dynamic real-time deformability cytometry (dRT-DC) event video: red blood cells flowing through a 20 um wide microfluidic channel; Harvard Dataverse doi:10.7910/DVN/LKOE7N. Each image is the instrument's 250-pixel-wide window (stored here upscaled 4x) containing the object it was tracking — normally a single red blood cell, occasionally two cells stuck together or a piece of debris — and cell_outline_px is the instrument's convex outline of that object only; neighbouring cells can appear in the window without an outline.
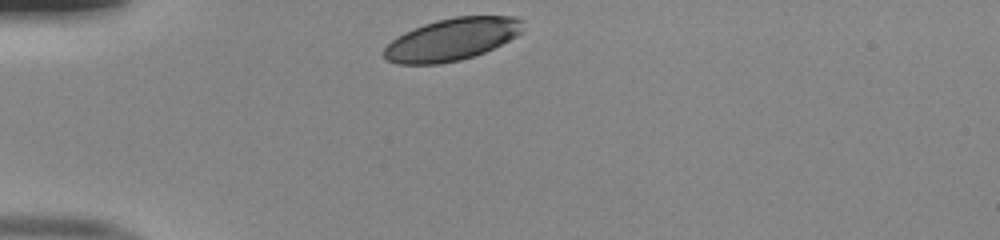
{"species": "human", "species_latin": "Homo sapiens", "temperature_condition": "room temperature", "stored_images_in_passage": 30, "camera_frame_rate_fps": 3000, "um_per_image_px": 0.085, "donor": {"sex": "male"}, "frame": {"image": 1, "passage_image": 1, "time_ms": 0.0, "image_size_px": [1000, 240], "cell_outline_px": [[524, 20], [520, 32], [516, 36], [484, 52], [460, 60], [440, 64], [396, 64], [388, 60], [384, 56], [384, 48], [396, 36], [404, 32], [424, 24], [436, 20], [456, 16], [516, 16]], "centroid_in_image_um": [38.39, 3.34], "position_along_channel_um": 46.6, "area_um2": 34.04}}
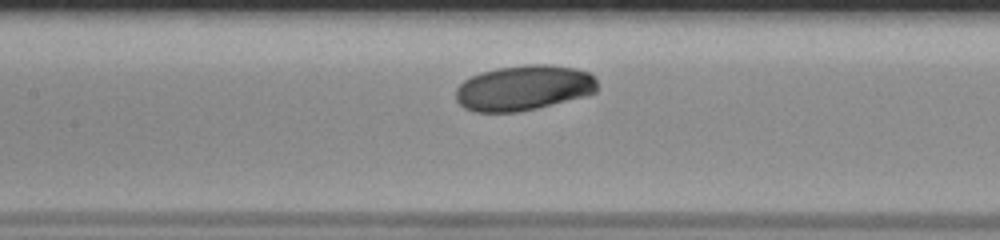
{"frame": {"image": 2, "passage_image": 12, "time_ms": 3.667, "image_size_px": [1000, 240], "cell_outline_px": [[596, 92], [584, 96], [536, 108], [516, 112], [476, 112], [464, 108], [456, 100], [456, 88], [464, 80], [480, 72], [496, 68], [524, 64], [548, 64], [576, 68], [588, 72], [596, 80]], "centroid_in_image_um": [44.49, 7.46], "position_along_channel_um": 162.9, "area_um2": 37.34}}
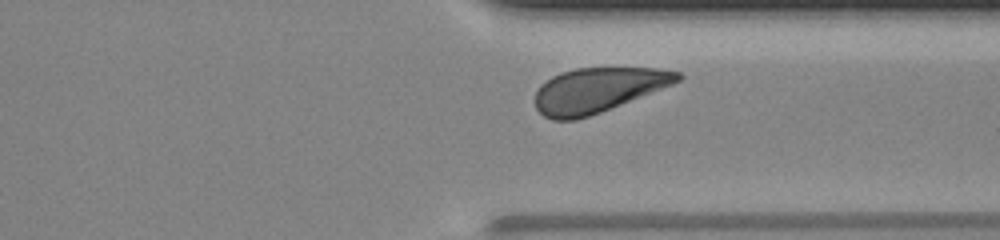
{"frame": {"image": 3, "passage_image": 27, "time_ms": 8.667, "image_size_px": [1000, 240], "cell_outline_px": [[684, 76], [680, 80], [672, 84], [600, 112], [576, 120], [552, 120], [544, 116], [536, 108], [536, 92], [540, 84], [552, 76], [560, 72], [576, 68], [656, 68], [680, 72]], "centroid_in_image_um": [50.78, 7.65], "position_along_channel_um": 360.6, "area_um2": 36.76}, "authors_computed_cell_mechanics": {"area_um2": 37.3677, "velocity_mm_per_s": 3.9473, "shape_relaxation_time_tau1_ms": 0.937, "shape_relaxation_time_tau2_ms": null, "deformation_change_tau1": 0.0851, "deformation_change_tau2": null}}